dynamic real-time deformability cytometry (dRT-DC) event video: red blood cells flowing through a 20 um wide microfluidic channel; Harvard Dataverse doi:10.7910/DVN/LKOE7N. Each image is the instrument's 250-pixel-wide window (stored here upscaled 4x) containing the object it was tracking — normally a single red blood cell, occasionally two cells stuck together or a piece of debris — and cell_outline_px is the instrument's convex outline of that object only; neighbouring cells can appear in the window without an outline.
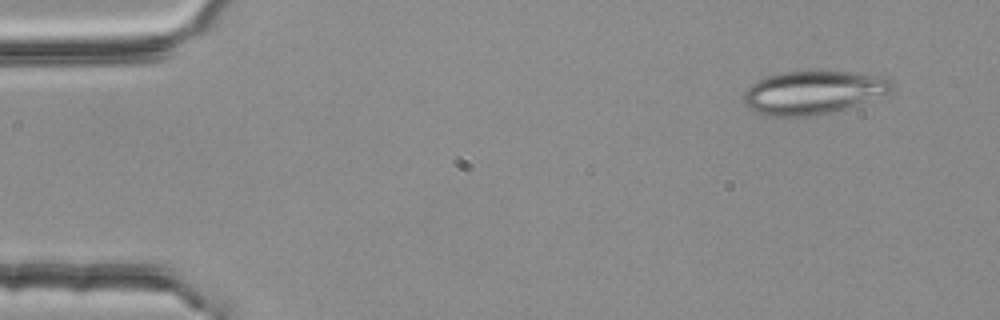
{"species": "common noctule bat (a hibernating species)", "species_latin": "Nyctalus noctula", "temperature_condition": "room temperature", "stored_images_in_passage": 4, "camera_frame_rate_fps": 3000, "um_per_image_px": 0.085, "animal": {"sex": "female", "body_mass_g": 25.1}, "frame": {"image": 1, "passage_image": 1, "time_ms": 0.0, "image_size_px": [1000, 320], "cell_outline_px": [[896, 84], [888, 92], [856, 104], [832, 112], [816, 116], [768, 116], [756, 112], [748, 108], [744, 104], [744, 92], [756, 80], [764, 76], [780, 72], [824, 68], [888, 76]], "centroid_in_image_um": [69.12, 7.79], "position_along_channel_um": 15.9, "area_um2": 38.49}}